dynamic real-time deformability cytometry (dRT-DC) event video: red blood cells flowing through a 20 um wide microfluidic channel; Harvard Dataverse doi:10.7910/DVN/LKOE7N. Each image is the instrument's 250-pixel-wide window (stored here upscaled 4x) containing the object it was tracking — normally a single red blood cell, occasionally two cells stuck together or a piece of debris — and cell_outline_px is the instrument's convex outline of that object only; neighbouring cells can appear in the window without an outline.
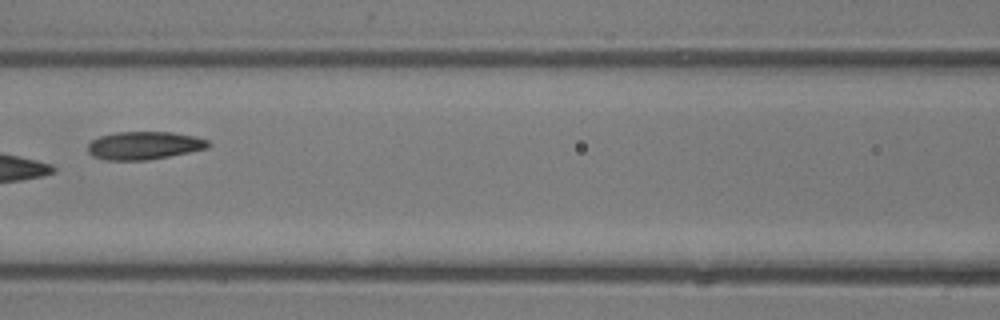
{"species": "common noctule bat (a hibernating species)", "species_latin": "Nyctalus noctula", "temperature_condition": "room temperature", "stored_images_in_passage": 6, "camera_frame_rate_fps": 3000, "um_per_image_px": 0.085, "animal": {"sex": "male", "body_mass_g": 13.3}, "frame": {"image": 1, "passage_image": 6, "time_ms": 6.333, "image_size_px": [1000, 320], "cell_outline_px": [[212, 144], [208, 148], [148, 160], [104, 160], [92, 156], [88, 152], [88, 144], [92, 140], [100, 136], [116, 132], [172, 132], [196, 136], [208, 140]], "centroid_in_image_um": [12.26, 12.36], "position_along_channel_um": 154.3, "area_um2": 19.71}}